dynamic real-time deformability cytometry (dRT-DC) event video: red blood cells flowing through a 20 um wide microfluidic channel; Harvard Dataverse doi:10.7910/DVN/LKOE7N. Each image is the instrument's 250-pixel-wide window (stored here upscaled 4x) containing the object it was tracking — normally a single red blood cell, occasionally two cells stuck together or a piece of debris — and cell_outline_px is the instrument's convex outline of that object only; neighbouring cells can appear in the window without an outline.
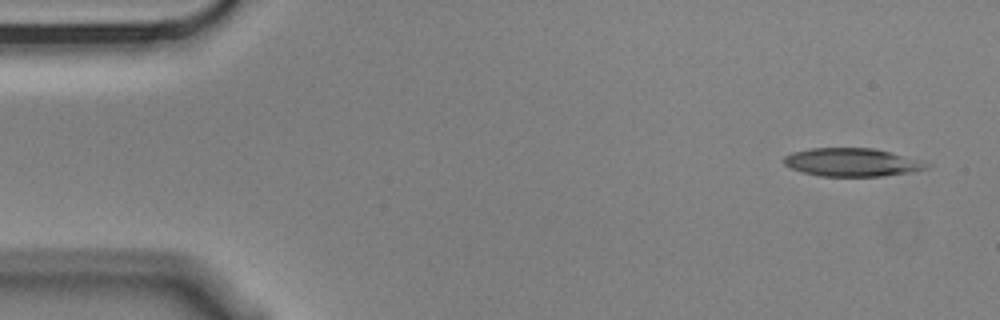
{"species": "Egyptian fruit bat (a non-hibernating species)", "species_latin": "Rousettus aegyptiacus", "temperature_condition": "cold", "stored_images_in_passage": 3, "camera_frame_rate_fps": 3000, "um_per_image_px": 0.085, "animal": {"sex": "male"}, "frame": {"image": 1, "passage_image": 1, "time_ms": 0.0, "image_size_px": [1000, 320], "cell_outline_px": [[932, 164], [928, 168], [912, 172], [884, 176], [820, 176], [804, 172], [792, 168], [784, 164], [784, 156], [792, 152], [812, 148], [872, 148], [920, 160]], "centroid_in_image_um": [72.43, 13.8], "position_along_channel_um": 12.6, "area_um2": 23.29}}